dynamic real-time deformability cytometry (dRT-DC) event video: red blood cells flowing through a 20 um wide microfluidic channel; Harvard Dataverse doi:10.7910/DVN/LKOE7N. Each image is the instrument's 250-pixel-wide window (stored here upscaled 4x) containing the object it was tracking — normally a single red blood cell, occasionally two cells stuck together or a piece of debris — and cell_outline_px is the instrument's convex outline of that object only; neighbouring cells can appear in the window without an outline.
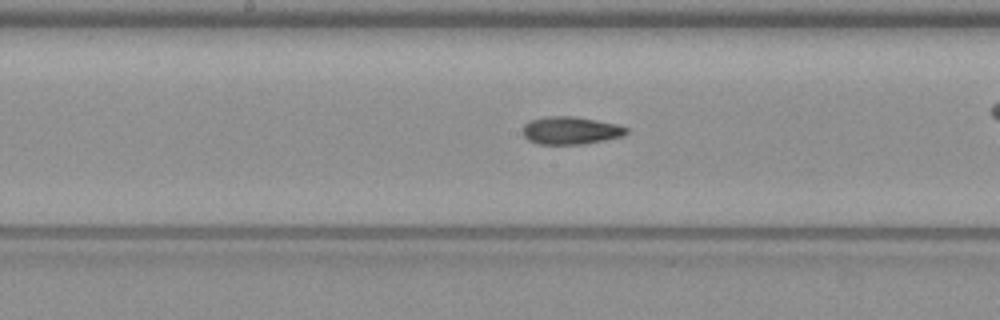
{"species": "common noctule bat (a hibernating species)", "species_latin": "Nyctalus noctula", "temperature_condition": "warm", "stored_images_in_passage": 38, "camera_frame_rate_fps": 3000, "um_per_image_px": 0.085, "animal": {"sex": "female", "body_mass_g": 19.3, "forearm_length_mm": 54.1}, "frame": {"image": 1, "passage_image": 17, "time_ms": 5.333, "image_size_px": [1000, 320], "cell_outline_px": [[628, 132], [624, 136], [584, 144], [536, 144], [528, 140], [524, 136], [524, 124], [532, 120], [548, 116], [572, 116], [596, 120], [616, 124], [628, 128]], "centroid_in_image_um": [48.52, 11.1], "position_along_channel_um": 199.7, "area_um2": 16.65}}